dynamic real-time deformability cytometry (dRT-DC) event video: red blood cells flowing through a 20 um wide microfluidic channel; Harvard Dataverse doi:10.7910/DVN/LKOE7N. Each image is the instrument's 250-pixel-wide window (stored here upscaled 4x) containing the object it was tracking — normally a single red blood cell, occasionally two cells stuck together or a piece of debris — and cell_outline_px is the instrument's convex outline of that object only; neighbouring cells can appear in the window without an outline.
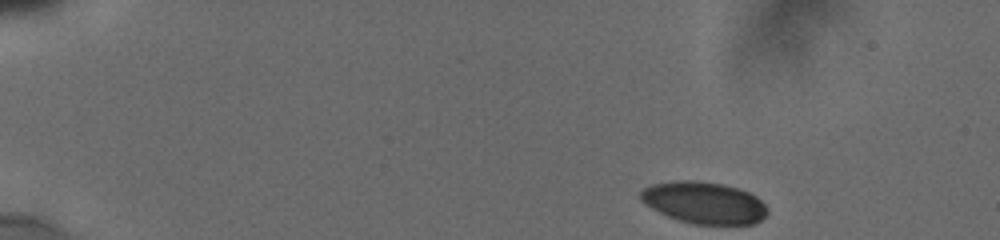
{"species": "human", "species_latin": "Homo sapiens", "temperature_condition": "cold", "stored_images_in_passage": 58, "camera_frame_rate_fps": 3000, "um_per_image_px": 0.085, "donor": {"sex": "male"}, "frame": {"image": 1, "passage_image": 1, "time_ms": 0.0, "image_size_px": [1000, 240], "cell_outline_px": [[768, 212], [756, 224], [692, 224], [668, 216], [652, 208], [640, 200], [640, 192], [644, 188], [652, 184], [680, 180], [688, 180], [720, 184], [736, 188], [748, 192], [756, 196], [768, 208]], "centroid_in_image_um": [59.85, 17.24], "position_along_channel_um": 25.2, "area_um2": 30.58}}
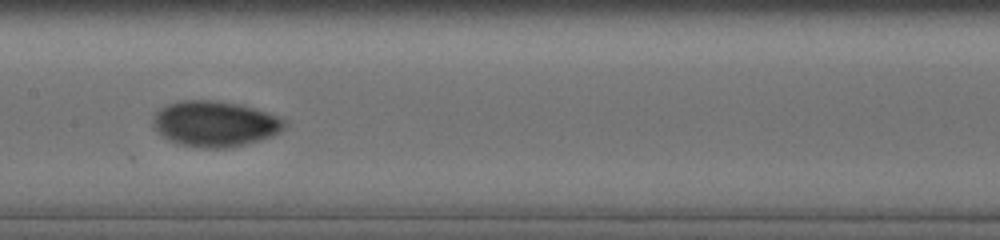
{"frame": {"image": 2, "passage_image": 28, "time_ms": 7.333, "image_size_px": [1000, 240], "cell_outline_px": [[284, 128], [280, 132], [272, 136], [244, 144], [228, 148], [200, 148], [180, 144], [156, 132], [152, 124], [152, 116], [160, 108], [168, 104], [180, 100], [208, 100], [236, 104], [252, 108], [276, 116], [284, 120]], "centroid_in_image_um": [18.21, 10.53], "position_along_channel_um": 189.2, "area_um2": 34.56}}
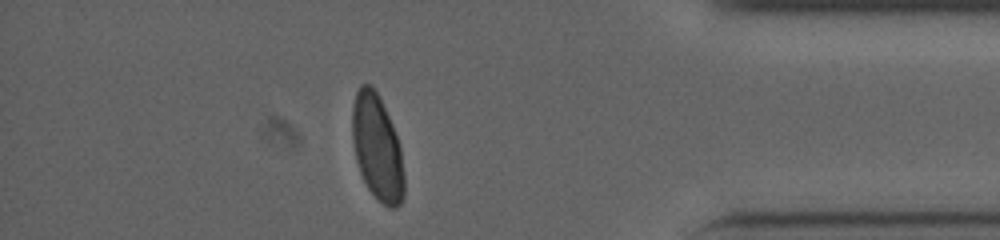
{"frame": {"image": 3, "passage_image": 50, "time_ms": 13.667, "image_size_px": [1000, 240], "cell_outline_px": [[404, 196], [400, 204], [396, 208], [388, 208], [368, 188], [360, 172], [356, 160], [352, 140], [352, 108], [356, 92], [360, 84], [372, 84], [380, 96], [392, 124], [400, 144], [404, 176]], "centroid_in_image_um": [32.06, 12.51], "position_along_channel_um": 403.1, "area_um2": 32.08}, "authors_computed_cell_mechanics": {"area_um2": 32.2813, "velocity_mm_per_s": 3.7991, "shape_relaxation_time_tau1_ms": 5.5025, "shape_relaxation_time_tau2_ms": 0.9379, "deformation_change_tau1": 0.1411, "deformation_change_tau2": 0.0236}}